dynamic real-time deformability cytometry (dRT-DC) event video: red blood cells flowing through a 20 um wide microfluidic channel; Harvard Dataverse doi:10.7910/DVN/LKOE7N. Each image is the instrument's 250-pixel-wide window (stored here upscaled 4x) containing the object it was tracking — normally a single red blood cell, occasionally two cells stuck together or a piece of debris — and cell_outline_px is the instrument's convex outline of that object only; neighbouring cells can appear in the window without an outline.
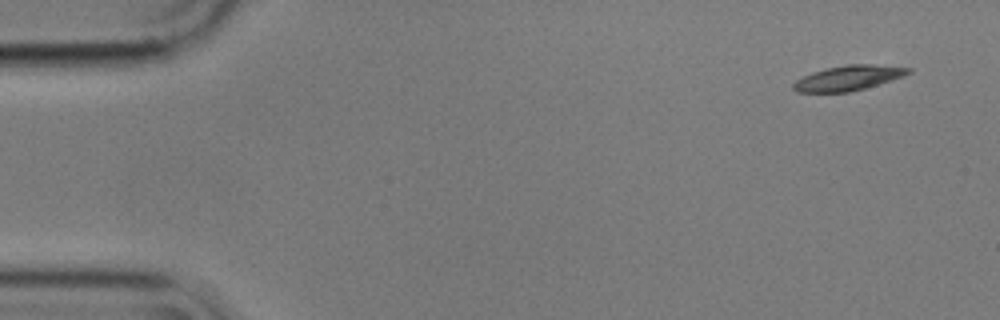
{"species": "common noctule bat (a hibernating species)", "species_latin": "Nyctalus noctula", "temperature_condition": "cold", "stored_images_in_passage": 4, "camera_frame_rate_fps": 3000, "um_per_image_px": 0.085, "animal": {"sex": "male", "body_mass_g": 17.9}, "frame": {"image": 1, "passage_image": 1, "time_ms": 0.0, "image_size_px": [1000, 320], "cell_outline_px": [[912, 72], [904, 76], [864, 88], [848, 92], [796, 92], [792, 88], [792, 84], [796, 80], [812, 72], [828, 68], [848, 64], [872, 64], [912, 68]], "centroid_in_image_um": [72.1, 6.62], "position_along_channel_um": 12.9, "area_um2": 16.59}}
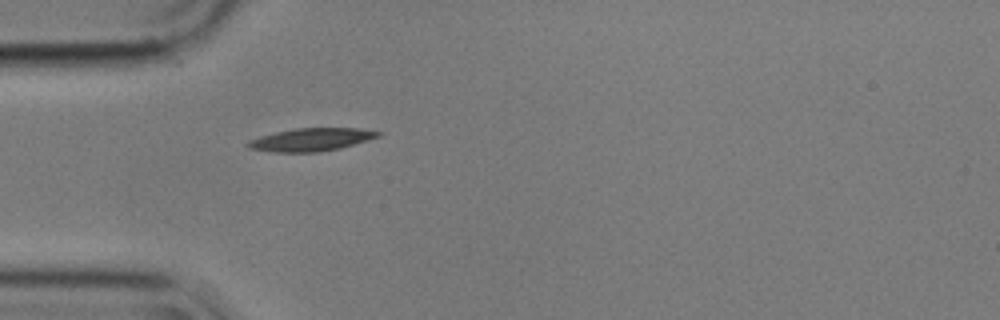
{"frame": {"image": 2, "passage_image": 4, "time_ms": 1.0, "image_size_px": [1000, 320], "cell_outline_px": [[380, 136], [340, 148], [316, 152], [272, 152], [248, 148], [244, 144], [248, 140], [260, 136], [276, 132], [296, 128], [360, 128], [380, 132]], "centroid_in_image_um": [26.39, 11.87], "position_along_channel_um": 58.6, "area_um2": 17.28}}